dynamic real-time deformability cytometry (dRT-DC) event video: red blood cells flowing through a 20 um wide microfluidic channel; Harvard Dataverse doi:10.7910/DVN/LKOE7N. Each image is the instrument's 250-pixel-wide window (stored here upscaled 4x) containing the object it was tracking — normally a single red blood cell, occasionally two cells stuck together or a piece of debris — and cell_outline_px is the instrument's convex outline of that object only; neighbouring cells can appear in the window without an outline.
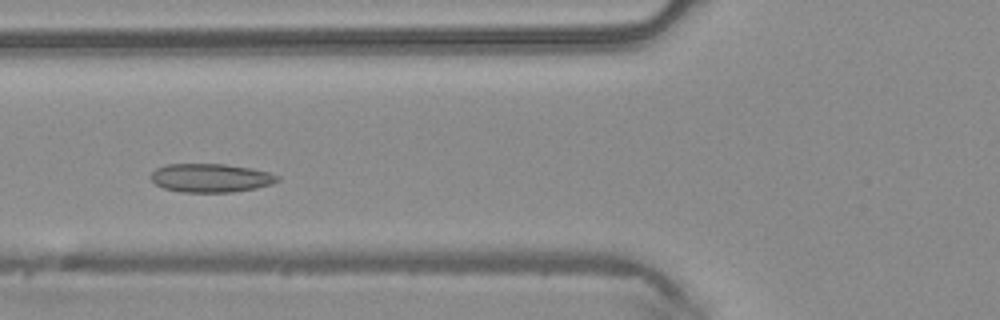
{"species": "common noctule bat (a hibernating species)", "species_latin": "Nyctalus noctula", "temperature_condition": "warm", "stored_images_in_passage": 20, "camera_frame_rate_fps": 3000, "um_per_image_px": 0.085, "animal": {"sex": "male", "body_mass_g": 20.4}, "frame": {"image": 1, "passage_image": 13, "time_ms": 4.0, "image_size_px": [1000, 320], "cell_outline_px": [[280, 180], [272, 184], [256, 188], [232, 192], [180, 192], [164, 188], [156, 184], [148, 176], [156, 168], [168, 164], [224, 164], [252, 168], [268, 172], [280, 176]], "centroid_in_image_um": [17.91, 15.12], "position_along_channel_um": 107.9, "area_um2": 21.21}}
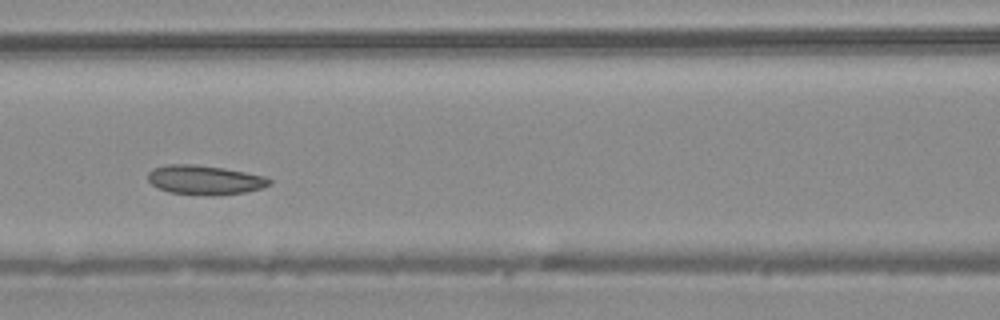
{"frame": {"image": 2, "passage_image": 16, "time_ms": 5.0, "image_size_px": [1000, 320], "cell_outline_px": [[272, 184], [264, 188], [244, 192], [212, 196], [208, 196], [168, 192], [152, 184], [148, 180], [148, 172], [152, 168], [168, 164], [196, 164], [224, 168], [264, 176], [272, 180]], "centroid_in_image_um": [17.41, 15.29], "position_along_channel_um": 149.2, "area_um2": 20.92}}
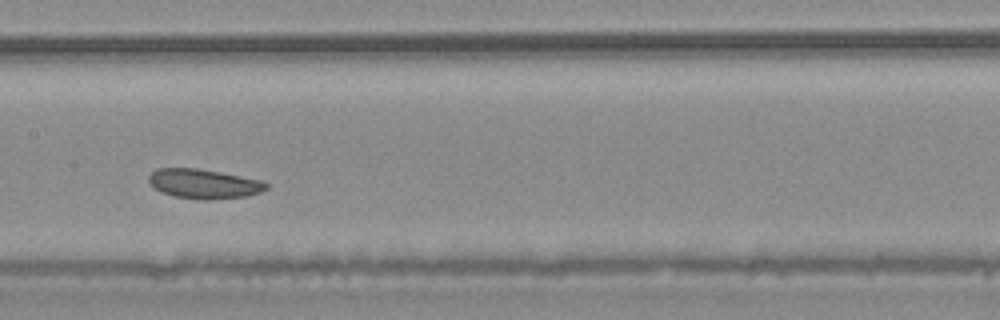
{"frame": {"image": 3, "passage_image": 19, "time_ms": 6.0, "image_size_px": [1000, 320], "cell_outline_px": [[268, 188], [260, 192], [248, 196], [208, 200], [200, 200], [176, 196], [164, 192], [156, 188], [148, 180], [148, 176], [156, 168], [196, 168], [220, 172], [260, 180], [268, 184]], "centroid_in_image_um": [17.34, 15.62], "position_along_channel_um": 190.1, "area_um2": 20.0}}